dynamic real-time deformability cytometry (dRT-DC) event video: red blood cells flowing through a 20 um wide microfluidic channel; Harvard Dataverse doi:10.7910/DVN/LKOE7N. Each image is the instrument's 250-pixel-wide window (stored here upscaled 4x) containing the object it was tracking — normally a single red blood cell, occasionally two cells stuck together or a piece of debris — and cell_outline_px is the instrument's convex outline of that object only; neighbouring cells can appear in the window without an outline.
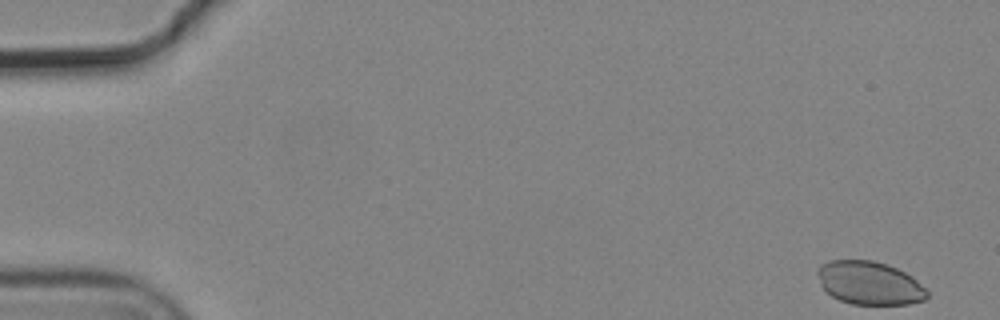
{"species": "common noctule bat (a hibernating species)", "species_latin": "Nyctalus noctula", "temperature_condition": "cold", "stored_images_in_passage": 6, "camera_frame_rate_fps": 3000, "um_per_image_px": 0.085, "animal": {"sex": "male", "body_mass_g": 19.2, "forearm_length_mm": 51.8}, "frame": {"image": 1, "passage_image": 1, "time_ms": 0.0, "image_size_px": [1000, 320], "cell_outline_px": [[928, 296], [924, 300], [908, 304], [852, 304], [840, 300], [832, 296], [820, 284], [816, 272], [820, 264], [828, 260], [872, 260], [888, 264], [912, 276], [928, 292]], "centroid_in_image_um": [73.88, 24.04], "position_along_channel_um": 11.1, "area_um2": 27.63}}